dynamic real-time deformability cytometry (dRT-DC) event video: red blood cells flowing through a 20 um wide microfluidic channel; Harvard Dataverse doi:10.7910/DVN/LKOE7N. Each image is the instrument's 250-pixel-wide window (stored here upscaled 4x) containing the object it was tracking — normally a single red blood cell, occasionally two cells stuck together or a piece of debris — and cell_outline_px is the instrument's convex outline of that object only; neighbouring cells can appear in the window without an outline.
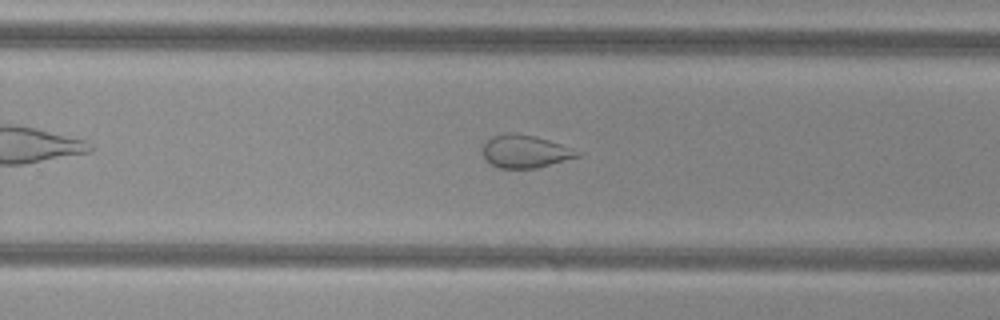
{"species": "common noctule bat (a hibernating species)", "species_latin": "Nyctalus noctula", "temperature_condition": "cold", "stored_images_in_passage": 32, "camera_frame_rate_fps": 3000, "um_per_image_px": 0.085, "animal": {"sex": "female", "body_mass_g": 29.2, "forearm_length_mm": 56.3}, "frame": {"image": 1, "passage_image": 23, "time_ms": 7.333, "image_size_px": [1000, 320], "cell_outline_px": [[584, 152], [580, 156], [536, 168], [500, 168], [492, 164], [484, 156], [480, 148], [492, 136], [504, 132], [512, 132], [536, 136]], "centroid_in_image_um": [44.63, 12.85], "position_along_channel_um": 285.2, "area_um2": 18.15}}